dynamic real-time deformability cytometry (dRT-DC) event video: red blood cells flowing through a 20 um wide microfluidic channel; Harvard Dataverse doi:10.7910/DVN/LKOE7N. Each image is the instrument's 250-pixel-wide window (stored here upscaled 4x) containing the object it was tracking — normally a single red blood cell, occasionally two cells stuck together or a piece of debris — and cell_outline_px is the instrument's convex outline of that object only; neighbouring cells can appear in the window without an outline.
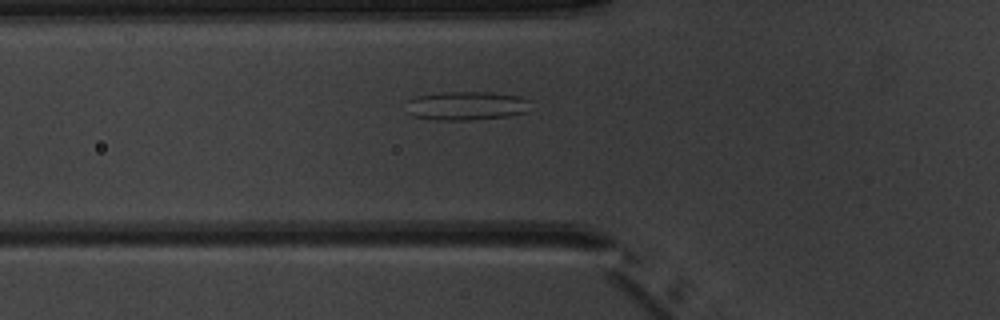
{"species": "common noctule bat (a hibernating species)", "species_latin": "Nyctalus noctula", "temperature_condition": "warm", "stored_images_in_passage": 4, "segment_of_instrument_passage": [2, 2], "camera_frame_rate_fps": 3000, "um_per_image_px": 0.085, "animal": {"sex": "male", "body_mass_g": 20.1, "forearm_length_mm": 53.5}, "frame": {"image": 1, "passage_image": 4, "time_ms": 3.667, "image_size_px": [1000, 320], "cell_outline_px": [[528, 112], [508, 116], [468, 120], [436, 120], [412, 116], [408, 112], [408, 100], [412, 96], [444, 92], [488, 92], [520, 96], [528, 100]], "centroid_in_image_um": [39.61, 8.99], "position_along_channel_um": 86.2, "area_um2": 20.87}}